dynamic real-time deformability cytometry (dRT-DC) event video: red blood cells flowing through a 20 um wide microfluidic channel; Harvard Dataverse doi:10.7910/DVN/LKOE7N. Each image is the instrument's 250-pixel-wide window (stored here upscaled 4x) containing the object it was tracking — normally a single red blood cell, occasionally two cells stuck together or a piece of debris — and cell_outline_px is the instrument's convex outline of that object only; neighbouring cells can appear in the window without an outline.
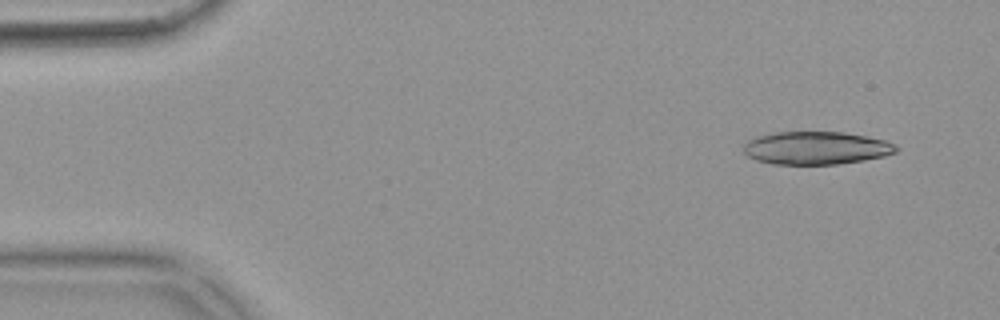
{"species": "common noctule bat (a hibernating species)", "species_latin": "Nyctalus noctula", "temperature_condition": "warm", "stored_images_in_passage": 14, "camera_frame_rate_fps": 3000, "um_per_image_px": 0.085, "animal": {"sex": "female", "body_mass_g": 18.4}, "frame": {"image": 1, "passage_image": 1, "time_ms": 0.0, "image_size_px": [1000, 320], "cell_outline_px": [[900, 148], [896, 152], [884, 156], [864, 160], [840, 164], [772, 164], [756, 160], [748, 156], [744, 152], [744, 144], [748, 140], [756, 136], [776, 132], [844, 132], [868, 136], [884, 140], [896, 144]], "centroid_in_image_um": [69.39, 12.58], "position_along_channel_um": 15.6, "area_um2": 29.48}}